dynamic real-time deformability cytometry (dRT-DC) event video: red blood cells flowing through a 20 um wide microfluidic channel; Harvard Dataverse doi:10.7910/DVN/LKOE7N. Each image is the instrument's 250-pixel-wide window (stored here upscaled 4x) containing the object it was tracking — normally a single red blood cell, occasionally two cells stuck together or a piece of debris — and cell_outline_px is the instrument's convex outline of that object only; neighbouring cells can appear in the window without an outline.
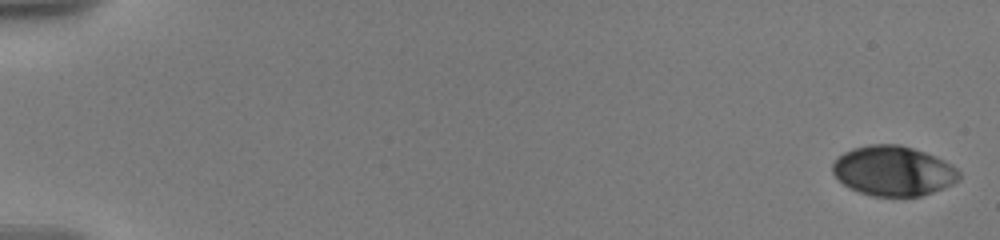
{"species": "human", "species_latin": "Homo sapiens", "temperature_condition": "warm", "stored_images_in_passage": 15, "camera_frame_rate_fps": 3000, "um_per_image_px": 0.085, "donor": {"sex": "male"}, "frame": {"image": 1, "passage_image": 1, "time_ms": 0.0, "image_size_px": [1000, 240], "cell_outline_px": [[960, 180], [952, 184], [932, 192], [920, 196], [872, 196], [848, 188], [832, 172], [832, 164], [844, 152], [852, 148], [872, 144], [900, 144], [924, 152], [956, 168], [960, 172]], "centroid_in_image_um": [75.9, 14.53], "position_along_channel_um": 9.1, "area_um2": 36.41}}
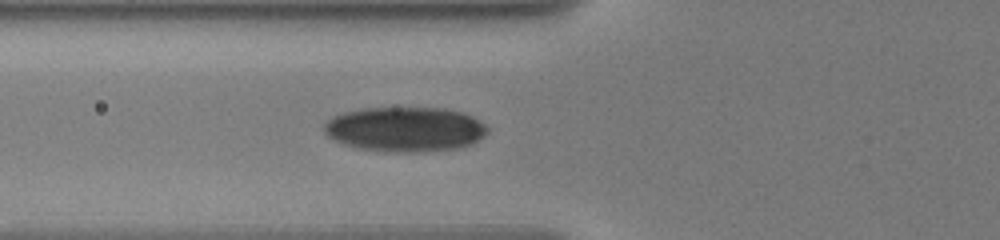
{"frame": {"image": 2, "passage_image": 9, "time_ms": 7.333, "image_size_px": [1000, 240], "cell_outline_px": [[488, 132], [484, 136], [472, 144], [460, 148], [412, 152], [388, 152], [356, 148], [344, 144], [328, 136], [324, 132], [324, 124], [332, 116], [344, 112], [360, 108], [448, 108], [472, 116], [484, 124], [488, 128]], "centroid_in_image_um": [34.43, 10.98], "position_along_channel_um": 91.4, "area_um2": 42.77}}
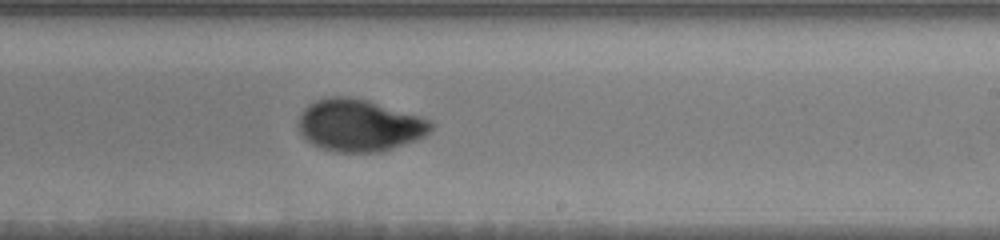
{"frame": {"image": 3, "passage_image": 15, "time_ms": 12.0, "image_size_px": [1000, 240], "cell_outline_px": [[436, 124], [424, 136], [416, 140], [380, 152], [336, 152], [320, 148], [312, 144], [300, 132], [300, 112], [308, 104], [316, 100], [332, 96], [348, 96], [368, 100], [420, 116], [432, 120]], "centroid_in_image_um": [30.56, 10.65], "position_along_channel_um": 258.4, "area_um2": 40.23}}